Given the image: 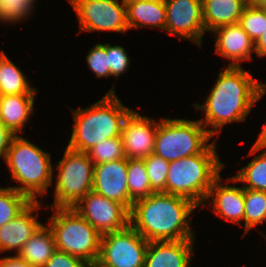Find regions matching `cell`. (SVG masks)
<instances>
[{"label":"cell","mask_w":266,"mask_h":267,"mask_svg":"<svg viewBox=\"0 0 266 267\" xmlns=\"http://www.w3.org/2000/svg\"><path fill=\"white\" fill-rule=\"evenodd\" d=\"M266 93V86L252 78L243 67L227 66L220 71L218 79L203 105L193 104L196 109L205 111L199 121L213 137L221 128L231 122H245L252 106ZM218 129V130H217ZM220 129V130H219Z\"/></svg>","instance_id":"1"},{"label":"cell","mask_w":266,"mask_h":267,"mask_svg":"<svg viewBox=\"0 0 266 267\" xmlns=\"http://www.w3.org/2000/svg\"><path fill=\"white\" fill-rule=\"evenodd\" d=\"M197 207L184 197L152 193L133 203L130 225L149 242L194 239L189 215Z\"/></svg>","instance_id":"2"},{"label":"cell","mask_w":266,"mask_h":267,"mask_svg":"<svg viewBox=\"0 0 266 267\" xmlns=\"http://www.w3.org/2000/svg\"><path fill=\"white\" fill-rule=\"evenodd\" d=\"M73 110L74 125L67 147L80 152H87L101 140L121 136L124 120L132 111L115 95L114 85L93 105Z\"/></svg>","instance_id":"3"},{"label":"cell","mask_w":266,"mask_h":267,"mask_svg":"<svg viewBox=\"0 0 266 267\" xmlns=\"http://www.w3.org/2000/svg\"><path fill=\"white\" fill-rule=\"evenodd\" d=\"M213 141L200 154L169 163L166 193L187 198L197 206L205 205L208 191L224 167Z\"/></svg>","instance_id":"4"},{"label":"cell","mask_w":266,"mask_h":267,"mask_svg":"<svg viewBox=\"0 0 266 267\" xmlns=\"http://www.w3.org/2000/svg\"><path fill=\"white\" fill-rule=\"evenodd\" d=\"M4 160L12 179L23 185L12 188L24 193L32 201H36L38 195L47 193L48 187L53 184L54 171L50 154L19 135L11 139Z\"/></svg>","instance_id":"5"},{"label":"cell","mask_w":266,"mask_h":267,"mask_svg":"<svg viewBox=\"0 0 266 267\" xmlns=\"http://www.w3.org/2000/svg\"><path fill=\"white\" fill-rule=\"evenodd\" d=\"M50 229L56 250L76 256L90 267L95 266L101 245V234L74 208H52Z\"/></svg>","instance_id":"6"},{"label":"cell","mask_w":266,"mask_h":267,"mask_svg":"<svg viewBox=\"0 0 266 267\" xmlns=\"http://www.w3.org/2000/svg\"><path fill=\"white\" fill-rule=\"evenodd\" d=\"M153 153L168 162L200 154L212 136L200 121L160 118Z\"/></svg>","instance_id":"7"},{"label":"cell","mask_w":266,"mask_h":267,"mask_svg":"<svg viewBox=\"0 0 266 267\" xmlns=\"http://www.w3.org/2000/svg\"><path fill=\"white\" fill-rule=\"evenodd\" d=\"M54 203L51 208H73L93 187L94 163L87 152L66 147L57 164Z\"/></svg>","instance_id":"8"},{"label":"cell","mask_w":266,"mask_h":267,"mask_svg":"<svg viewBox=\"0 0 266 267\" xmlns=\"http://www.w3.org/2000/svg\"><path fill=\"white\" fill-rule=\"evenodd\" d=\"M149 241L130 224L101 236L100 255L95 267H144Z\"/></svg>","instance_id":"9"},{"label":"cell","mask_w":266,"mask_h":267,"mask_svg":"<svg viewBox=\"0 0 266 267\" xmlns=\"http://www.w3.org/2000/svg\"><path fill=\"white\" fill-rule=\"evenodd\" d=\"M79 20V31H115L129 29L124 0H69Z\"/></svg>","instance_id":"10"},{"label":"cell","mask_w":266,"mask_h":267,"mask_svg":"<svg viewBox=\"0 0 266 267\" xmlns=\"http://www.w3.org/2000/svg\"><path fill=\"white\" fill-rule=\"evenodd\" d=\"M73 208L101 235L119 231L130 224V211L123 204L94 191H90Z\"/></svg>","instance_id":"11"},{"label":"cell","mask_w":266,"mask_h":267,"mask_svg":"<svg viewBox=\"0 0 266 267\" xmlns=\"http://www.w3.org/2000/svg\"><path fill=\"white\" fill-rule=\"evenodd\" d=\"M166 9L165 31L180 39L191 40L201 47L205 25L202 0H164Z\"/></svg>","instance_id":"12"},{"label":"cell","mask_w":266,"mask_h":267,"mask_svg":"<svg viewBox=\"0 0 266 267\" xmlns=\"http://www.w3.org/2000/svg\"><path fill=\"white\" fill-rule=\"evenodd\" d=\"M158 122L131 111L122 127V143L127 159H144L154 151Z\"/></svg>","instance_id":"13"},{"label":"cell","mask_w":266,"mask_h":267,"mask_svg":"<svg viewBox=\"0 0 266 267\" xmlns=\"http://www.w3.org/2000/svg\"><path fill=\"white\" fill-rule=\"evenodd\" d=\"M127 166V158L94 165L92 191L131 211L133 202L129 198Z\"/></svg>","instance_id":"14"},{"label":"cell","mask_w":266,"mask_h":267,"mask_svg":"<svg viewBox=\"0 0 266 267\" xmlns=\"http://www.w3.org/2000/svg\"><path fill=\"white\" fill-rule=\"evenodd\" d=\"M213 32L216 36L215 52L231 60L228 66L240 67V61L252 59V52H256L255 42L239 23L219 27Z\"/></svg>","instance_id":"15"},{"label":"cell","mask_w":266,"mask_h":267,"mask_svg":"<svg viewBox=\"0 0 266 267\" xmlns=\"http://www.w3.org/2000/svg\"><path fill=\"white\" fill-rule=\"evenodd\" d=\"M40 201H32L15 218L0 227V252L16 250L18 254L23 245L32 237L33 233L41 225V222L33 215L41 207Z\"/></svg>","instance_id":"16"},{"label":"cell","mask_w":266,"mask_h":267,"mask_svg":"<svg viewBox=\"0 0 266 267\" xmlns=\"http://www.w3.org/2000/svg\"><path fill=\"white\" fill-rule=\"evenodd\" d=\"M194 240L150 241L144 267H189Z\"/></svg>","instance_id":"17"},{"label":"cell","mask_w":266,"mask_h":267,"mask_svg":"<svg viewBox=\"0 0 266 267\" xmlns=\"http://www.w3.org/2000/svg\"><path fill=\"white\" fill-rule=\"evenodd\" d=\"M219 176L208 191L206 200L213 204V211L226 221L241 225L244 217V188L224 186ZM214 197V198H213Z\"/></svg>","instance_id":"18"},{"label":"cell","mask_w":266,"mask_h":267,"mask_svg":"<svg viewBox=\"0 0 266 267\" xmlns=\"http://www.w3.org/2000/svg\"><path fill=\"white\" fill-rule=\"evenodd\" d=\"M36 94L0 95V120L13 134L21 132L33 114Z\"/></svg>","instance_id":"19"},{"label":"cell","mask_w":266,"mask_h":267,"mask_svg":"<svg viewBox=\"0 0 266 267\" xmlns=\"http://www.w3.org/2000/svg\"><path fill=\"white\" fill-rule=\"evenodd\" d=\"M247 4V0H202L205 31L238 23Z\"/></svg>","instance_id":"20"},{"label":"cell","mask_w":266,"mask_h":267,"mask_svg":"<svg viewBox=\"0 0 266 267\" xmlns=\"http://www.w3.org/2000/svg\"><path fill=\"white\" fill-rule=\"evenodd\" d=\"M129 29L138 27H158L165 30L166 9L164 0L124 1Z\"/></svg>","instance_id":"21"},{"label":"cell","mask_w":266,"mask_h":267,"mask_svg":"<svg viewBox=\"0 0 266 267\" xmlns=\"http://www.w3.org/2000/svg\"><path fill=\"white\" fill-rule=\"evenodd\" d=\"M55 251V239L50 226L41 224L18 255L34 267H44Z\"/></svg>","instance_id":"22"},{"label":"cell","mask_w":266,"mask_h":267,"mask_svg":"<svg viewBox=\"0 0 266 267\" xmlns=\"http://www.w3.org/2000/svg\"><path fill=\"white\" fill-rule=\"evenodd\" d=\"M22 71L6 55L0 62V95L36 94Z\"/></svg>","instance_id":"23"},{"label":"cell","mask_w":266,"mask_h":267,"mask_svg":"<svg viewBox=\"0 0 266 267\" xmlns=\"http://www.w3.org/2000/svg\"><path fill=\"white\" fill-rule=\"evenodd\" d=\"M230 181L247 183L244 189L266 191V150L254 156V159L245 167L239 169L237 175L229 178Z\"/></svg>","instance_id":"24"},{"label":"cell","mask_w":266,"mask_h":267,"mask_svg":"<svg viewBox=\"0 0 266 267\" xmlns=\"http://www.w3.org/2000/svg\"><path fill=\"white\" fill-rule=\"evenodd\" d=\"M127 177L129 198L133 203L154 193L150 187L143 159H128Z\"/></svg>","instance_id":"25"},{"label":"cell","mask_w":266,"mask_h":267,"mask_svg":"<svg viewBox=\"0 0 266 267\" xmlns=\"http://www.w3.org/2000/svg\"><path fill=\"white\" fill-rule=\"evenodd\" d=\"M244 202L243 236L256 225L266 222V191L244 189Z\"/></svg>","instance_id":"26"},{"label":"cell","mask_w":266,"mask_h":267,"mask_svg":"<svg viewBox=\"0 0 266 267\" xmlns=\"http://www.w3.org/2000/svg\"><path fill=\"white\" fill-rule=\"evenodd\" d=\"M32 200L12 187L0 188V227L15 218Z\"/></svg>","instance_id":"27"},{"label":"cell","mask_w":266,"mask_h":267,"mask_svg":"<svg viewBox=\"0 0 266 267\" xmlns=\"http://www.w3.org/2000/svg\"><path fill=\"white\" fill-rule=\"evenodd\" d=\"M238 23L256 43L266 31V7L255 6L248 3Z\"/></svg>","instance_id":"28"},{"label":"cell","mask_w":266,"mask_h":267,"mask_svg":"<svg viewBox=\"0 0 266 267\" xmlns=\"http://www.w3.org/2000/svg\"><path fill=\"white\" fill-rule=\"evenodd\" d=\"M87 154L94 165L126 158L121 136L101 140Z\"/></svg>","instance_id":"29"},{"label":"cell","mask_w":266,"mask_h":267,"mask_svg":"<svg viewBox=\"0 0 266 267\" xmlns=\"http://www.w3.org/2000/svg\"><path fill=\"white\" fill-rule=\"evenodd\" d=\"M143 160L146 166L151 190L154 193H166V181L170 162L154 153Z\"/></svg>","instance_id":"30"},{"label":"cell","mask_w":266,"mask_h":267,"mask_svg":"<svg viewBox=\"0 0 266 267\" xmlns=\"http://www.w3.org/2000/svg\"><path fill=\"white\" fill-rule=\"evenodd\" d=\"M32 8L34 6L27 0H0V21L4 23L21 21L31 15Z\"/></svg>","instance_id":"31"},{"label":"cell","mask_w":266,"mask_h":267,"mask_svg":"<svg viewBox=\"0 0 266 267\" xmlns=\"http://www.w3.org/2000/svg\"><path fill=\"white\" fill-rule=\"evenodd\" d=\"M86 61L90 69L96 74V77L102 78L111 76L106 43L96 44L86 56Z\"/></svg>","instance_id":"32"},{"label":"cell","mask_w":266,"mask_h":267,"mask_svg":"<svg viewBox=\"0 0 266 267\" xmlns=\"http://www.w3.org/2000/svg\"><path fill=\"white\" fill-rule=\"evenodd\" d=\"M106 52L109 56V65L111 70V76L119 77L123 74L130 64L129 56L125 49L121 46H112L106 43Z\"/></svg>","instance_id":"33"},{"label":"cell","mask_w":266,"mask_h":267,"mask_svg":"<svg viewBox=\"0 0 266 267\" xmlns=\"http://www.w3.org/2000/svg\"><path fill=\"white\" fill-rule=\"evenodd\" d=\"M44 267H90L82 259L68 254L63 251L56 250L48 259Z\"/></svg>","instance_id":"34"},{"label":"cell","mask_w":266,"mask_h":267,"mask_svg":"<svg viewBox=\"0 0 266 267\" xmlns=\"http://www.w3.org/2000/svg\"><path fill=\"white\" fill-rule=\"evenodd\" d=\"M13 134L6 128L4 123L0 120V158H5L9 148Z\"/></svg>","instance_id":"35"},{"label":"cell","mask_w":266,"mask_h":267,"mask_svg":"<svg viewBox=\"0 0 266 267\" xmlns=\"http://www.w3.org/2000/svg\"><path fill=\"white\" fill-rule=\"evenodd\" d=\"M0 267H34L24 261L18 254L0 259Z\"/></svg>","instance_id":"36"},{"label":"cell","mask_w":266,"mask_h":267,"mask_svg":"<svg viewBox=\"0 0 266 267\" xmlns=\"http://www.w3.org/2000/svg\"><path fill=\"white\" fill-rule=\"evenodd\" d=\"M261 149L266 150V124L264 125L262 131L260 132L258 139L252 146L249 155L254 154L255 152H258Z\"/></svg>","instance_id":"37"},{"label":"cell","mask_w":266,"mask_h":267,"mask_svg":"<svg viewBox=\"0 0 266 267\" xmlns=\"http://www.w3.org/2000/svg\"><path fill=\"white\" fill-rule=\"evenodd\" d=\"M255 51H256L255 53H257V56L259 57L266 56V31L256 41Z\"/></svg>","instance_id":"38"},{"label":"cell","mask_w":266,"mask_h":267,"mask_svg":"<svg viewBox=\"0 0 266 267\" xmlns=\"http://www.w3.org/2000/svg\"><path fill=\"white\" fill-rule=\"evenodd\" d=\"M247 1L248 3L255 6L266 7V0H247Z\"/></svg>","instance_id":"39"},{"label":"cell","mask_w":266,"mask_h":267,"mask_svg":"<svg viewBox=\"0 0 266 267\" xmlns=\"http://www.w3.org/2000/svg\"><path fill=\"white\" fill-rule=\"evenodd\" d=\"M6 54H5V52H1V54H0V62H1V59L5 56Z\"/></svg>","instance_id":"40"},{"label":"cell","mask_w":266,"mask_h":267,"mask_svg":"<svg viewBox=\"0 0 266 267\" xmlns=\"http://www.w3.org/2000/svg\"><path fill=\"white\" fill-rule=\"evenodd\" d=\"M32 6L35 4V0H27Z\"/></svg>","instance_id":"41"}]
</instances>
